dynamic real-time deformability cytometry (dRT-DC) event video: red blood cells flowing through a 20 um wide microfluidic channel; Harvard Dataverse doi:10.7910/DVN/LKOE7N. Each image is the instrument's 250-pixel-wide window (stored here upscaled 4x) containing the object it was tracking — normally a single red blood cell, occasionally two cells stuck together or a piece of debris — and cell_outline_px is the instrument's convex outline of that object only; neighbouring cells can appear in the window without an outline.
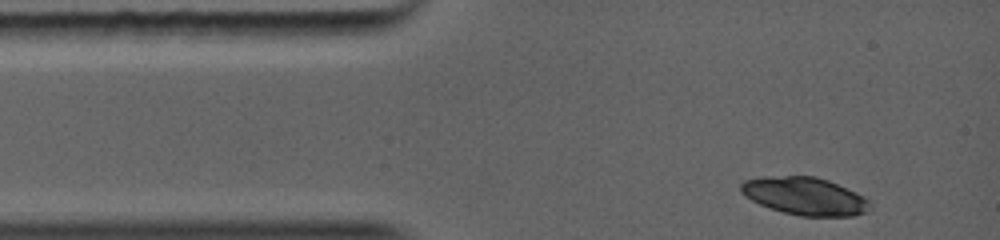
{"species": "common noctule bat (a hibernating species)", "species_latin": "Nyctalus noctula", "temperature_condition": "warm", "stored_images_in_passage": 3, "camera_frame_rate_fps": 5000, "um_per_image_px": 0.085, "animal": {"sex": "female", "body_mass_g": 19.0, "forearm_length_mm": 56.7}, "frame": {"image": 1, "passage_image": 1, "time_ms": 0.0, "image_size_px": [1000, 240], "cell_outline_px": [[868, 212], [852, 216], [800, 216], [768, 208], [744, 196], [740, 192], [740, 184], [744, 180], [760, 176], [816, 176], [828, 180], [856, 192], [864, 196], [868, 200]], "centroid_in_image_um": [68.37, 16.66], "position_along_channel_um": 16.6, "area_um2": 28.5}}